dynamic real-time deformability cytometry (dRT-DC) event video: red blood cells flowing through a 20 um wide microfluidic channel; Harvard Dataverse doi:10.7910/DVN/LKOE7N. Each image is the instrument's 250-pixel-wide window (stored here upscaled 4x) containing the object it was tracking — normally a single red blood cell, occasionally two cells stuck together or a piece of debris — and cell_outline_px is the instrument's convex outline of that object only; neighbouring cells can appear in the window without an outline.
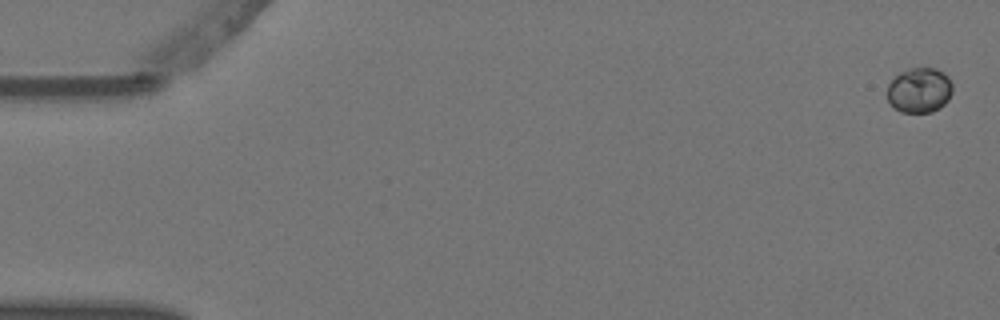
{"species": "Egyptian fruit bat (a non-hibernating species)", "species_latin": "Rousettus aegyptiacus", "temperature_condition": "warm", "stored_images_in_passage": 7, "camera_frame_rate_fps": 3000, "um_per_image_px": 0.085, "animal": {"sex": "female"}, "frame": {"image": 1, "passage_image": 1, "time_ms": 0.0, "image_size_px": [1000, 320], "cell_outline_px": [[952, 92], [948, 100], [940, 108], [932, 112], [900, 112], [888, 100], [888, 84], [900, 72], [908, 68], [936, 68], [944, 72], [948, 76], [952, 84]], "centroid_in_image_um": [78.18, 7.66], "position_along_channel_um": 6.8, "area_um2": 17.17}}
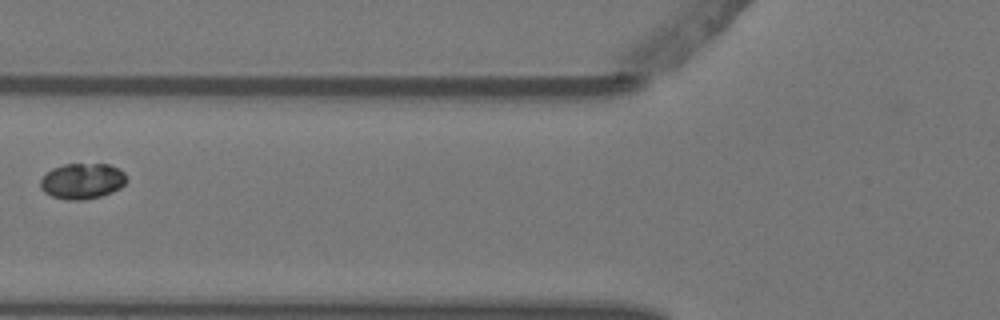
{"frame": {"image": 2, "passage_image": 6, "time_ms": 1.667, "image_size_px": [1000, 320], "cell_outline_px": [[128, 180], [120, 188], [112, 192], [100, 196], [80, 200], [68, 200], [52, 196], [44, 192], [40, 188], [40, 180], [52, 168], [64, 164], [108, 164], [124, 172]], "centroid_in_image_um": [6.99, 15.39], "position_along_channel_um": 118.8, "area_um2": 17.86}}
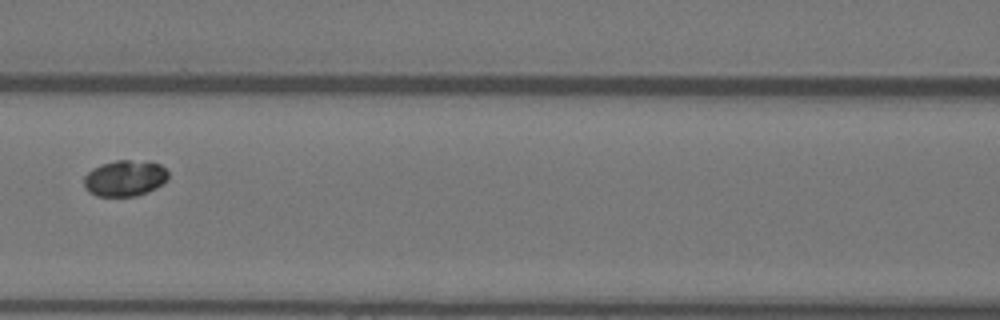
{"frame": {"image": 3, "passage_image": 7, "time_ms": 2.0, "image_size_px": [1000, 320], "cell_outline_px": [[168, 180], [156, 188], [148, 192], [136, 196], [96, 196], [88, 192], [84, 188], [84, 176], [92, 168], [100, 164], [116, 160], [128, 160], [160, 164], [168, 172]], "centroid_in_image_um": [10.59, 15.16], "position_along_channel_um": 156.0, "area_um2": 17.8}}